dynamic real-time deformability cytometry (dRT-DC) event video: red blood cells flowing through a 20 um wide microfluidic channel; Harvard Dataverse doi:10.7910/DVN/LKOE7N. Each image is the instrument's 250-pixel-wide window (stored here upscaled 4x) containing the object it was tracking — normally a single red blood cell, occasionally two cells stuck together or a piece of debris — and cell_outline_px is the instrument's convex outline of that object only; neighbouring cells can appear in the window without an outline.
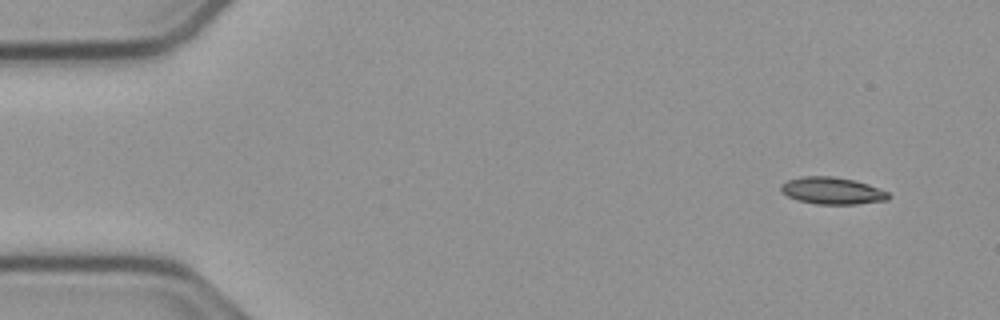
{"species": "common noctule bat (a hibernating species)", "species_latin": "Nyctalus noctula", "temperature_condition": "cold", "stored_images_in_passage": 53, "camera_frame_rate_fps": 3000, "um_per_image_px": 0.085, "animal": {"sex": "male", "body_mass_g": 23.1, "forearm_length_mm": 52.7}, "frame": {"image": 1, "passage_image": 3, "time_ms": 0.667, "image_size_px": [1000, 320], "cell_outline_px": [[888, 200], [856, 204], [816, 204], [796, 200], [780, 192], [780, 184], [788, 180], [800, 176], [832, 176], [852, 180], [868, 184], [888, 192]], "centroid_in_image_um": [70.68, 16.21], "position_along_channel_um": 14.3, "area_um2": 16.94}}
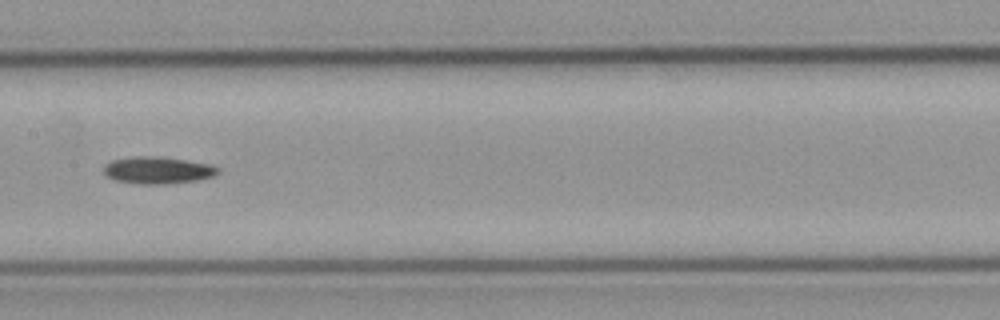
{"frame": {"image": 2, "passage_image": 26, "time_ms": 8.333, "image_size_px": [1000, 320], "cell_outline_px": [[220, 172], [212, 176], [196, 180], [164, 184], [140, 184], [116, 180], [108, 176], [104, 172], [104, 164], [112, 160], [136, 156], [156, 156], [184, 160], [208, 164], [220, 168]], "centroid_in_image_um": [13.39, 14.46], "position_along_channel_um": 194.0, "area_um2": 17.74}}
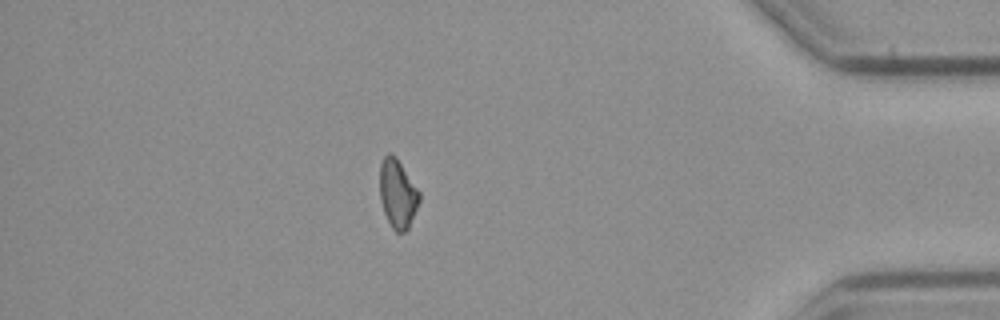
{"frame": {"image": 3, "passage_image": 46, "time_ms": 15.0, "image_size_px": [1000, 320], "cell_outline_px": [[420, 200], [408, 228], [404, 232], [396, 232], [392, 228], [384, 212], [380, 200], [380, 164], [384, 156], [388, 152], [396, 156], [420, 192]], "centroid_in_image_um": [33.79, 16.44], "position_along_channel_um": 401.4, "area_um2": 15.78}}